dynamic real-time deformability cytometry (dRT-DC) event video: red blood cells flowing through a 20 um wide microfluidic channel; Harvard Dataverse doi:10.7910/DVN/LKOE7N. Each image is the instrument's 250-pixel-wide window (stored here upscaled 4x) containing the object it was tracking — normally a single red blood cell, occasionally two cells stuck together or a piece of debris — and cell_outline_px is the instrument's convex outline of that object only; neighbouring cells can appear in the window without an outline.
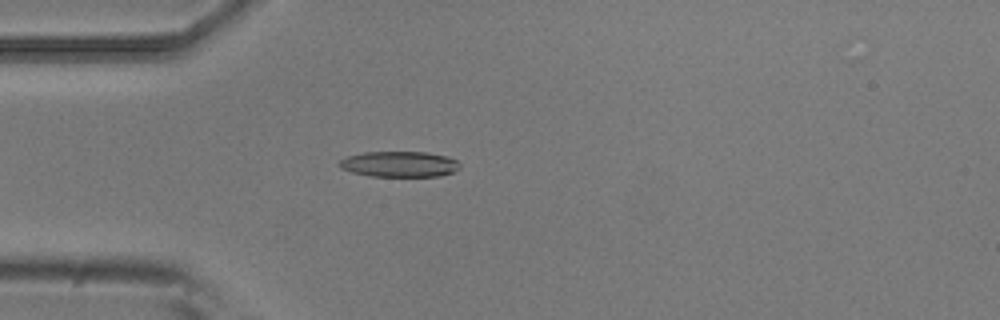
{"species": "common noctule bat (a hibernating species)", "species_latin": "Nyctalus noctula", "temperature_condition": "room temperature", "stored_images_in_passage": 4, "camera_frame_rate_fps": 3000, "um_per_image_px": 0.085, "animal": {"sex": "male", "body_mass_g": 20.5, "forearm_length_mm": 52.5}, "frame": {"image": 1, "passage_image": 4, "time_ms": 1.0, "image_size_px": [1000, 320], "cell_outline_px": [[460, 168], [452, 172], [440, 176], [372, 176], [352, 172], [340, 168], [336, 164], [340, 160], [348, 156], [364, 152], [428, 152], [444, 156], [456, 160], [460, 164]], "centroid_in_image_um": [33.92, 13.95], "position_along_channel_um": 51.1, "area_um2": 17.98}}